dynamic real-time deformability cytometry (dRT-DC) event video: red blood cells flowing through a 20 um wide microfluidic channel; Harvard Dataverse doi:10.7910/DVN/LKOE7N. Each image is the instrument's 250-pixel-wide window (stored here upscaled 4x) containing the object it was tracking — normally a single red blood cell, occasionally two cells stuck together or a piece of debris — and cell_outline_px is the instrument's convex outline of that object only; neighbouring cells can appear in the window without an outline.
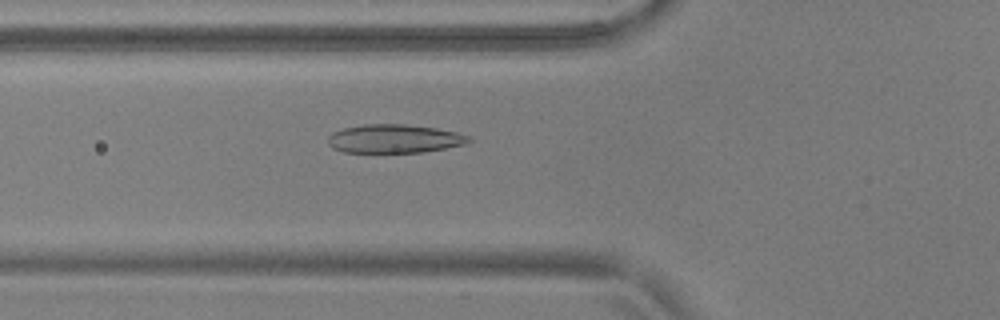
{"species": "common noctule bat (a hibernating species)", "species_latin": "Nyctalus noctula", "temperature_condition": "warm", "stored_images_in_passage": 25, "camera_frame_rate_fps": 3000, "um_per_image_px": 0.085, "animal": {"sex": "male", "body_mass_g": 17.9, "forearm_length_mm": 54.2}, "frame": {"image": 1, "passage_image": 10, "time_ms": 3.0, "image_size_px": [1000, 320], "cell_outline_px": [[472, 140], [468, 144], [424, 152], [344, 152], [332, 148], [328, 144], [328, 136], [332, 132], [344, 128], [364, 124], [404, 124], [436, 128], [456, 132], [468, 136]], "centroid_in_image_um": [33.52, 11.79], "position_along_channel_um": 92.3, "area_um2": 23.52}}
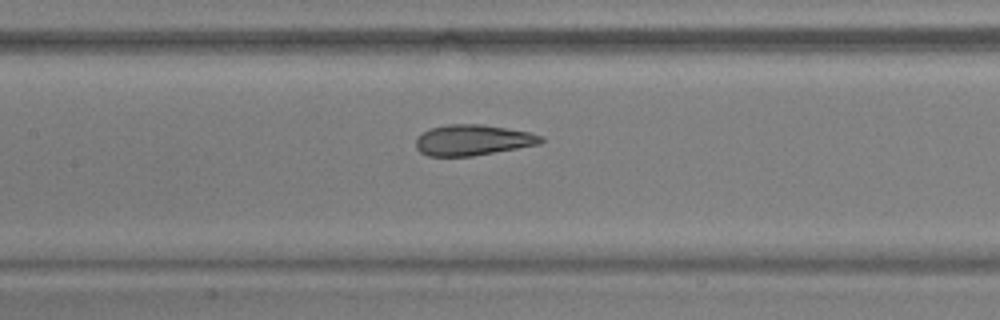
{"frame": {"image": 2, "passage_image": 16, "time_ms": 5.0, "image_size_px": [1000, 320], "cell_outline_px": [[544, 140], [540, 144], [472, 156], [428, 156], [420, 152], [416, 148], [416, 136], [432, 128], [448, 124], [484, 124], [528, 132], [544, 136]], "centroid_in_image_um": [40.18, 11.9], "position_along_channel_um": 167.2, "area_um2": 22.37}}
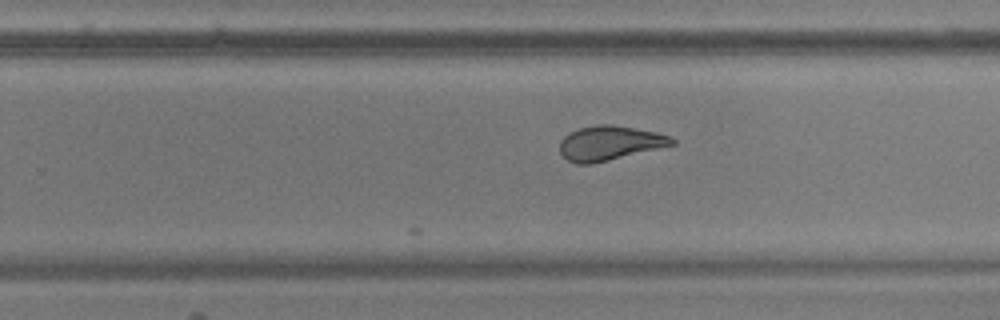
{"frame": {"image": 3, "passage_image": 25, "time_ms": 8.0, "image_size_px": [1000, 320], "cell_outline_px": [[676, 144], [592, 164], [576, 164], [568, 160], [560, 152], [560, 140], [568, 132], [580, 128], [596, 124], [608, 124], [656, 132], [668, 136], [676, 140]], "centroid_in_image_um": [51.79, 12.16], "position_along_channel_um": 278.0, "area_um2": 22.37}}